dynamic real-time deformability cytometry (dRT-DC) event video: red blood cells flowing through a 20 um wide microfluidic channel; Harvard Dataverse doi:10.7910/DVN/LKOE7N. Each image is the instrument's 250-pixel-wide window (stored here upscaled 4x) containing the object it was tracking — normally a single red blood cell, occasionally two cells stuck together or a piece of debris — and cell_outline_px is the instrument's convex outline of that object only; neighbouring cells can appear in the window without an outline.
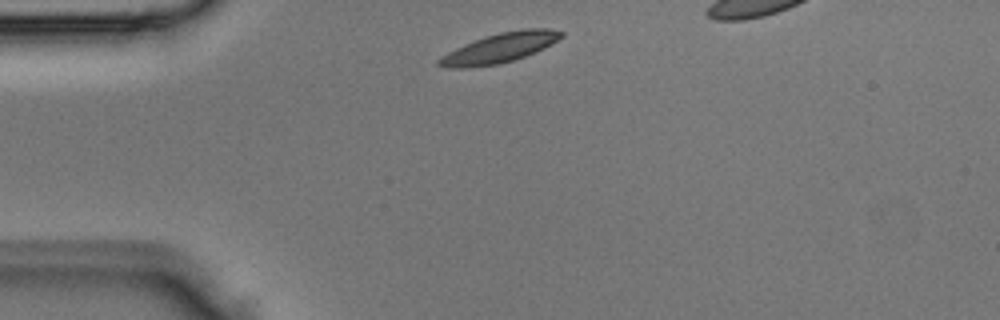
{"species": "Egyptian fruit bat (a non-hibernating species)", "species_latin": "Rousettus aegyptiacus", "temperature_condition": "room temperature", "stored_images_in_passage": 2, "camera_frame_rate_fps": 3000, "um_per_image_px": 0.085, "animal": {"sex": "male"}, "frame": {"image": 1, "passage_image": 1, "time_ms": 0.0, "image_size_px": [1000, 320], "cell_outline_px": [[564, 36], [544, 48], [536, 52], [500, 64], [464, 68], [448, 68], [436, 64], [436, 60], [440, 56], [464, 44], [484, 36], [500, 32], [524, 28], [548, 28], [564, 32]], "centroid_in_image_um": [42.46, 4.07], "position_along_channel_um": 42.5, "area_um2": 21.21}}